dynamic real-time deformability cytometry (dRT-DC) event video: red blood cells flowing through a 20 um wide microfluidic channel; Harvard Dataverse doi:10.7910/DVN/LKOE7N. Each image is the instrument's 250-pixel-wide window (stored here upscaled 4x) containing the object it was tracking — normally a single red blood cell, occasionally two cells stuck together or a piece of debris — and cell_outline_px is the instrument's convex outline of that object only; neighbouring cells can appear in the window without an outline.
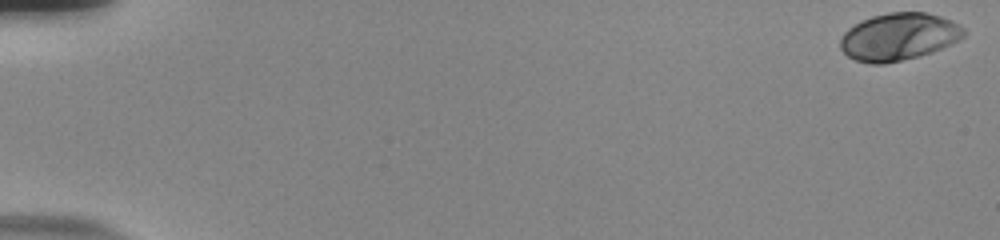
{"species": "human", "species_latin": "Homo sapiens", "temperature_condition": "room temperature", "stored_images_in_passage": 56, "camera_frame_rate_fps": 3000, "um_per_image_px": 0.085, "donor": {"sex": "male"}, "frame": {"image": 1, "passage_image": 1, "time_ms": 0.0, "image_size_px": [1000, 240], "cell_outline_px": [[968, 32], [960, 40], [932, 52], [884, 64], [872, 64], [856, 60], [848, 56], [840, 48], [840, 40], [844, 32], [848, 28], [872, 16], [888, 12], [924, 12], [940, 16], [952, 20], [960, 24]], "centroid_in_image_um": [76.42, 3.11], "position_along_channel_um": 8.6, "area_um2": 34.04}}
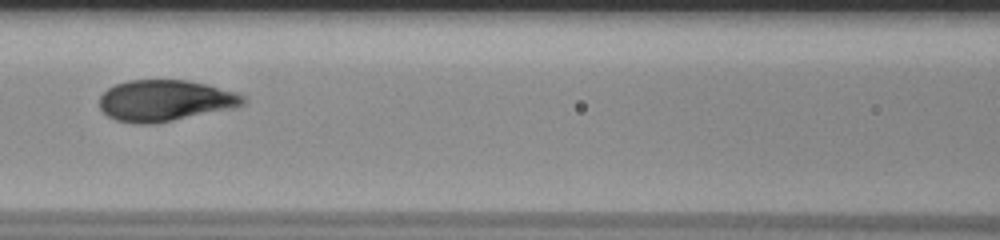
{"frame": {"image": 2, "passage_image": 27, "time_ms": 8.667, "image_size_px": [1000, 240], "cell_outline_px": [[248, 100], [244, 104], [236, 108], [156, 124], [132, 124], [116, 120], [108, 116], [100, 108], [100, 96], [108, 88], [116, 84], [128, 80], [188, 80], [236, 92], [244, 96]], "centroid_in_image_um": [14.05, 8.57], "position_along_channel_um": 152.5, "area_um2": 34.85}}
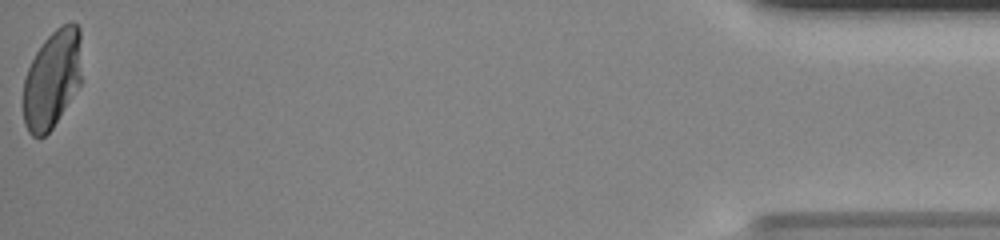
{"frame": {"image": 3, "passage_image": 56, "time_ms": 18.333, "image_size_px": [1000, 240], "cell_outline_px": [[80, 84], [52, 128], [44, 136], [32, 136], [28, 132], [24, 124], [24, 80], [28, 68], [36, 52], [44, 40], [60, 24], [72, 20], [80, 28]], "centroid_in_image_um": [4.43, 6.69], "position_along_channel_um": 430.8, "area_um2": 33.18}, "authors_computed_cell_mechanics": {"area_um2": 34.0442, "velocity_mm_per_s": 3.7581, "shape_relaxation_time_tau1_ms": 3.6607, "shape_relaxation_time_tau2_ms": null, "deformation_change_tau1": 0.1752, "deformation_change_tau2": null}}